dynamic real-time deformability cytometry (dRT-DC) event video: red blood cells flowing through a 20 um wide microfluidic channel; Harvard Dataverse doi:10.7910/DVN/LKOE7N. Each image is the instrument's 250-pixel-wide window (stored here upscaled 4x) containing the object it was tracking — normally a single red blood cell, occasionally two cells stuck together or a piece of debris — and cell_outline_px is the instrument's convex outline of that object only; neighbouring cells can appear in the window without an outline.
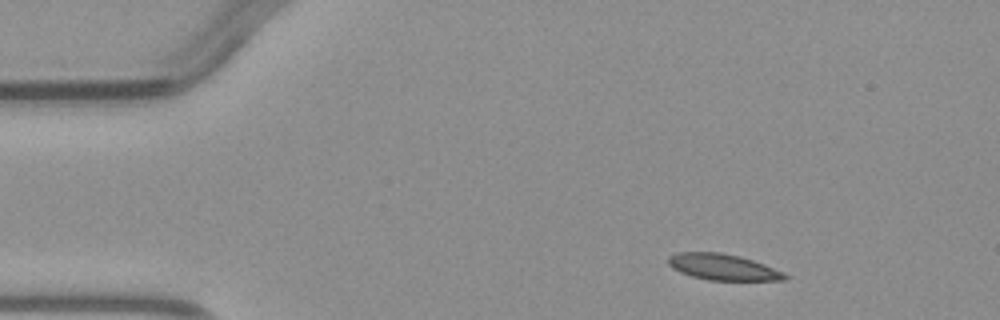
{"species": "common noctule bat (a hibernating species)", "species_latin": "Nyctalus noctula", "temperature_condition": "warm", "stored_images_in_passage": 3, "camera_frame_rate_fps": 3000, "um_per_image_px": 0.085, "animal": {"sex": "male", "body_mass_g": 23.1, "forearm_length_mm": 52.7}, "frame": {"image": 1, "passage_image": 1, "time_ms": 0.0, "image_size_px": [1000, 320], "cell_outline_px": [[788, 280], [708, 280], [692, 276], [680, 272], [672, 268], [668, 264], [668, 256], [676, 252], [720, 252], [740, 256], [764, 264], [784, 272], [788, 276]], "centroid_in_image_um": [61.44, 22.69], "position_along_channel_um": 23.6, "area_um2": 17.8}}